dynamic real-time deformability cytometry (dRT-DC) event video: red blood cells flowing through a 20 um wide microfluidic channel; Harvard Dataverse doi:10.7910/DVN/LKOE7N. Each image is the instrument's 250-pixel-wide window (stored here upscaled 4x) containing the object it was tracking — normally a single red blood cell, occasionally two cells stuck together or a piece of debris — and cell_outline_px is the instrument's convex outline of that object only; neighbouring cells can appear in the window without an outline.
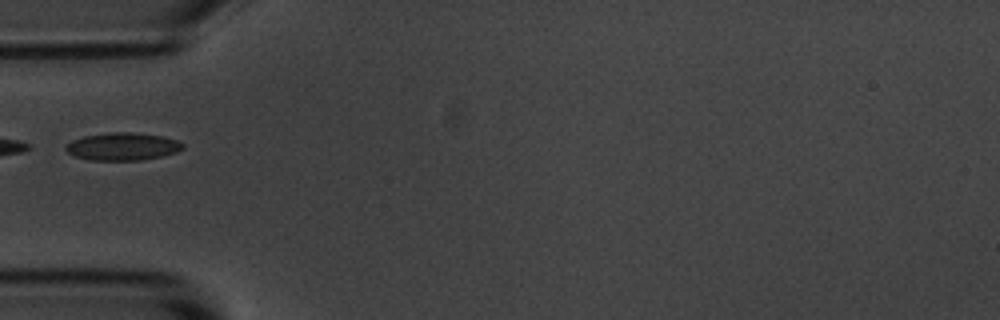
{"species": "common noctule bat (a hibernating species)", "species_latin": "Nyctalus noctula", "temperature_condition": "room temperature", "stored_images_in_passage": 4, "camera_frame_rate_fps": 3000, "um_per_image_px": 0.085, "animal": {"sex": "male", "body_mass_g": 20.1, "forearm_length_mm": 53.5}, "frame": {"image": 1, "passage_image": 1, "time_ms": 0.0, "image_size_px": [1000, 320], "cell_outline_px": [[184, 148], [176, 152], [160, 156], [140, 160], [92, 160], [76, 156], [68, 152], [64, 148], [72, 140], [84, 136], [112, 132], [132, 132], [164, 136], [176, 140], [184, 144]], "centroid_in_image_um": [10.44, 12.44], "position_along_channel_um": 74.6, "area_um2": 18.67}}
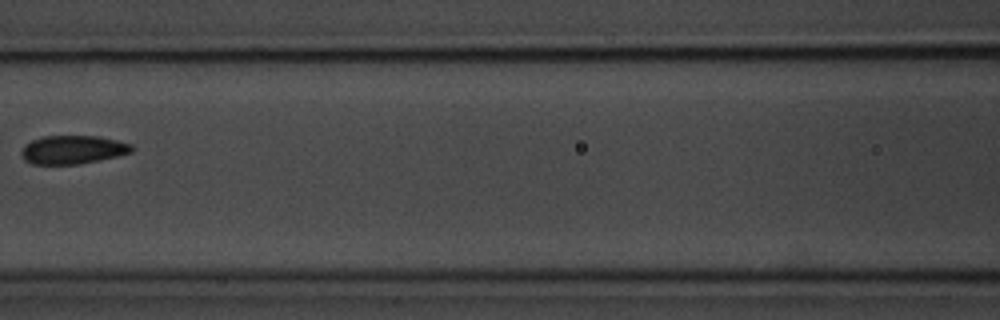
{"frame": {"image": 2, "passage_image": 3, "time_ms": 2.333, "image_size_px": [1000, 320], "cell_outline_px": [[132, 152], [116, 156], [76, 164], [32, 164], [24, 160], [20, 156], [20, 152], [24, 144], [32, 140], [44, 136], [100, 136], [132, 144]], "centroid_in_image_um": [6.13, 12.71], "position_along_channel_um": 160.5, "area_um2": 18.26}}
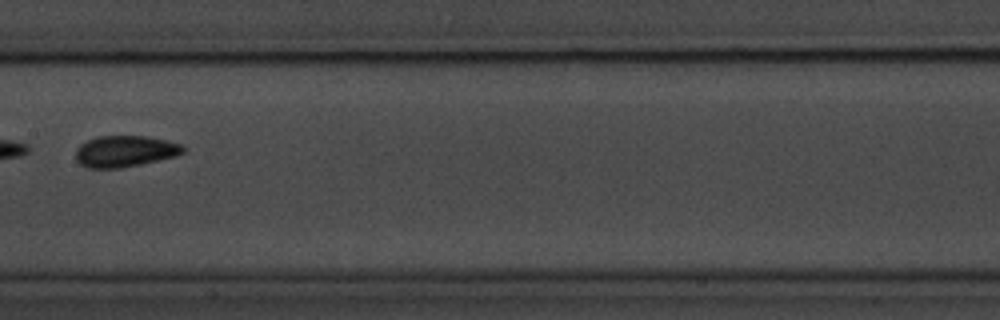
{"frame": {"image": 3, "passage_image": 4, "time_ms": 3.333, "image_size_px": [1000, 320], "cell_outline_px": [[184, 152], [176, 156], [140, 164], [120, 168], [84, 168], [76, 160], [76, 148], [80, 144], [96, 136], [148, 136], [180, 144], [184, 148]], "centroid_in_image_um": [10.57, 12.86], "position_along_channel_um": 196.8, "area_um2": 19.59}}